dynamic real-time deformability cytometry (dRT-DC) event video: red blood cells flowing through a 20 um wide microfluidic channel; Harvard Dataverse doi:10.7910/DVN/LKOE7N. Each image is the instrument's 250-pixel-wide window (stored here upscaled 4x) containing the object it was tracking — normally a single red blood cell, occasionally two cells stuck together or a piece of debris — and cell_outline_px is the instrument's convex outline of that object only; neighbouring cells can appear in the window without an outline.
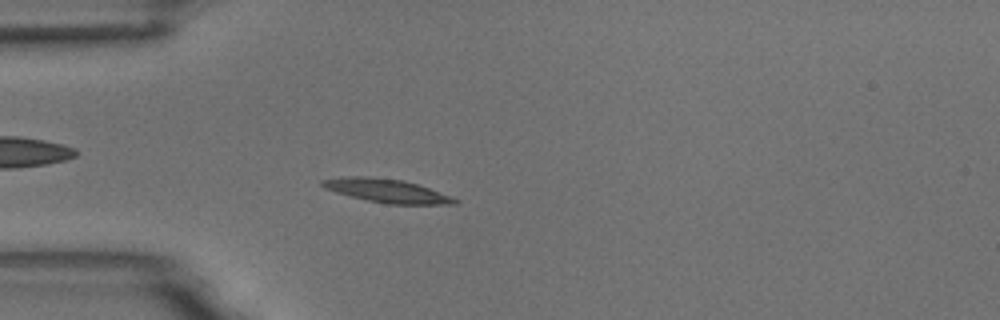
{"species": "common noctule bat (a hibernating species)", "species_latin": "Nyctalus noctula", "temperature_condition": "room temperature", "stored_images_in_passage": 55, "camera_frame_rate_fps": 3000, "um_per_image_px": 0.085, "animal": {"sex": "male", "body_mass_g": 18.8}, "frame": {"image": 1, "passage_image": 15, "time_ms": 4.667, "image_size_px": [1000, 320], "cell_outline_px": [[460, 200], [456, 204], [388, 204], [368, 200], [336, 192], [324, 188], [320, 184], [320, 180], [348, 176], [368, 176], [404, 180], [428, 188]], "centroid_in_image_um": [32.85, 16.2], "position_along_channel_um": 52.1, "area_um2": 17.92}}
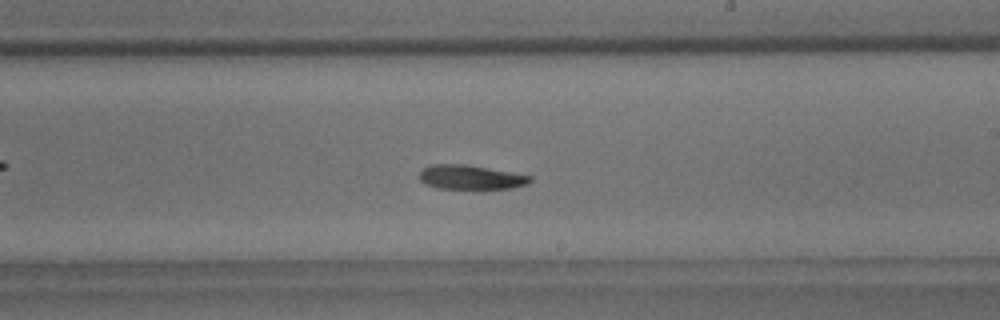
{"frame": {"image": 2, "passage_image": 32, "time_ms": 10.333, "image_size_px": [1000, 320], "cell_outline_px": [[532, 180], [528, 184], [512, 188], [472, 192], [436, 188], [424, 184], [420, 180], [420, 172], [424, 168], [432, 164], [464, 164], [488, 168], [532, 176]], "centroid_in_image_um": [40.01, 15.13], "position_along_channel_um": 249.0, "area_um2": 16.59}}
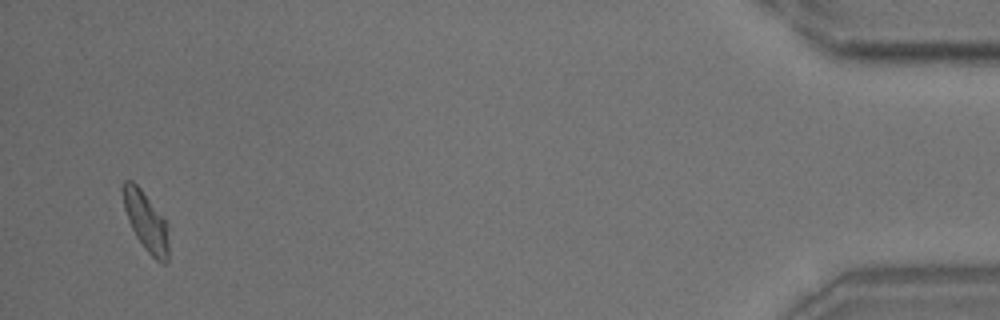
{"frame": {"image": 3, "passage_image": 53, "time_ms": 17.333, "image_size_px": [1000, 320], "cell_outline_px": [[168, 260], [164, 264], [156, 260], [144, 248], [136, 236], [128, 220], [124, 208], [124, 180], [132, 180], [140, 188], [168, 224]], "centroid_in_image_um": [12.44, 18.87], "position_along_channel_um": 422.8, "area_um2": 15.37}, "authors_computed_cell_mechanics": {"area_um2": 16.2996, "velocity_mm_per_s": 3.6389, "shape_relaxation_time_tau1_ms": 9.8309, "shape_relaxation_time_tau2_ms": null, "deformation_change_tau1": 0.2041, "deformation_change_tau2": null}}